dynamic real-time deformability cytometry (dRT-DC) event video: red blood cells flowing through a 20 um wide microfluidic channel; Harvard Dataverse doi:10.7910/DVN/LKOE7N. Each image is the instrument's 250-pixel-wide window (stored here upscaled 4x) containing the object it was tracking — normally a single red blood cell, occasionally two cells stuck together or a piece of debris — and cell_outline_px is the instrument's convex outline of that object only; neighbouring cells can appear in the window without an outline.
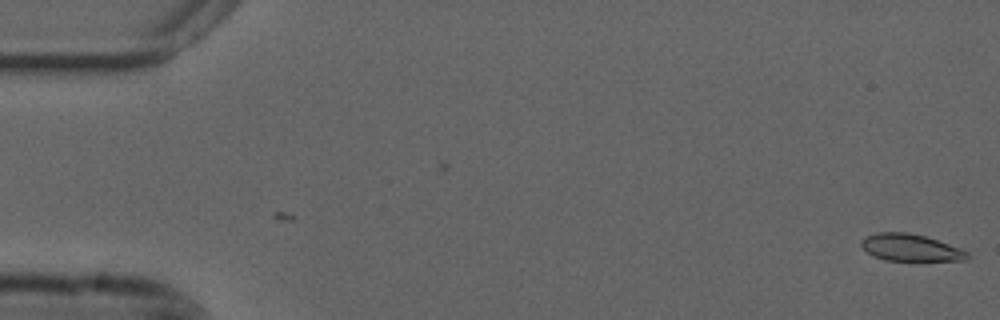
{"species": "common noctule bat (a hibernating species)", "species_latin": "Nyctalus noctula", "temperature_condition": "cold", "stored_images_in_passage": 6, "camera_frame_rate_fps": 3000, "um_per_image_px": 0.085, "animal": {"sex": "male", "forearm_length_mm": 52.5}, "frame": {"image": 1, "passage_image": 6, "time_ms": 1.667, "image_size_px": [1000, 320], "cell_outline_px": [[968, 256], [964, 260], [884, 260], [872, 256], [860, 244], [860, 240], [864, 236], [876, 232], [908, 232], [924, 236], [960, 248], [968, 252]], "centroid_in_image_um": [77.32, 21.03], "position_along_channel_um": 7.7, "area_um2": 16.53}}